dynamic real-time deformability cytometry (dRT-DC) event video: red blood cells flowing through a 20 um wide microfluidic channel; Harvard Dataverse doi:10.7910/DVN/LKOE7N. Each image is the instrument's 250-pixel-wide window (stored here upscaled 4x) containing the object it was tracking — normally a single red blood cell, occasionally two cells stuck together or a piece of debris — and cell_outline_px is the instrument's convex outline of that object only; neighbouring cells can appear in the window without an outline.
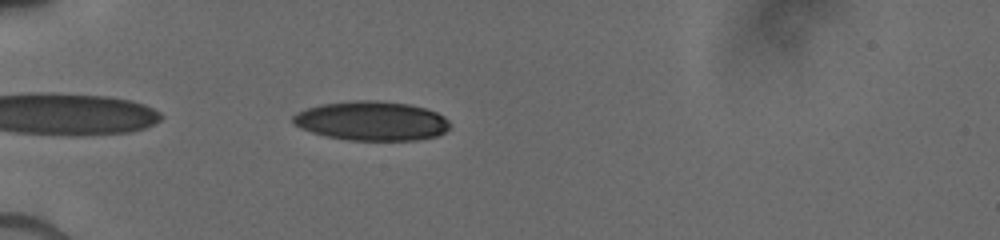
{"species": "human", "species_latin": "Homo sapiens", "temperature_condition": "cold", "stored_images_in_passage": 7, "camera_frame_rate_fps": 3000, "um_per_image_px": 0.085, "donor": {"sex": "male"}, "frame": {"image": 1, "passage_image": 3, "time_ms": 0.667, "image_size_px": [1000, 240], "cell_outline_px": [[448, 128], [444, 132], [436, 136], [416, 140], [348, 140], [328, 136], [312, 132], [300, 128], [292, 120], [292, 116], [296, 112], [320, 104], [352, 100], [376, 100], [408, 104], [424, 108], [436, 112], [444, 116], [448, 120]], "centroid_in_image_um": [31.57, 10.27], "position_along_channel_um": 53.4, "area_um2": 35.78}}